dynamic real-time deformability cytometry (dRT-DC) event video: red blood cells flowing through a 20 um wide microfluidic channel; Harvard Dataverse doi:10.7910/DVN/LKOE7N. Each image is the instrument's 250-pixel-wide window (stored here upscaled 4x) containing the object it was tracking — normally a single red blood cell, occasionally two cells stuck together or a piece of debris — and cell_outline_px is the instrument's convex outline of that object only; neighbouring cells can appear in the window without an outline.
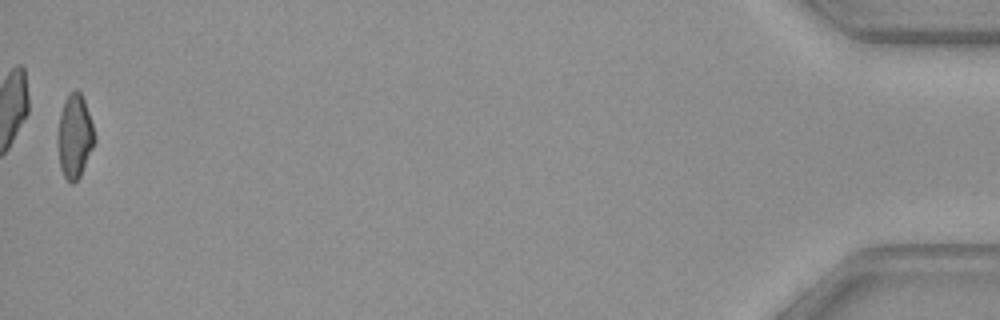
{"species": "common noctule bat (a hibernating species)", "species_latin": "Nyctalus noctula", "temperature_condition": "warm", "stored_images_in_passage": 50, "camera_frame_rate_fps": 3000, "um_per_image_px": 0.085, "animal": {"sex": "female", "body_mass_g": 29.2, "forearm_length_mm": 56.3}, "frame": {"image": 1, "passage_image": 50, "time_ms": 16.333, "image_size_px": [1000, 320], "cell_outline_px": [[96, 140], [80, 176], [72, 184], [64, 176], [60, 168], [56, 140], [60, 112], [64, 100], [68, 92], [76, 88], [80, 92], [84, 100], [96, 136]], "centroid_in_image_um": [6.32, 11.55], "position_along_channel_um": 428.9, "area_um2": 18.21}}